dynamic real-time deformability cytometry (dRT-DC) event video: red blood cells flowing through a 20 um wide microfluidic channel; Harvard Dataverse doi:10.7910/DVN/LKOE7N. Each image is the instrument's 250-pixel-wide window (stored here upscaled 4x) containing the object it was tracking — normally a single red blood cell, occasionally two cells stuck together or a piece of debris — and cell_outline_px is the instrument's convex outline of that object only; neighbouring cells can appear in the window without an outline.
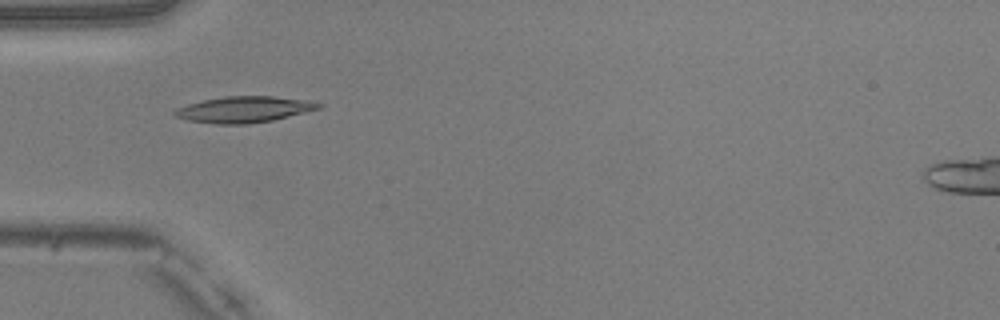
{"species": "common noctule bat (a hibernating species)", "species_latin": "Nyctalus noctula", "temperature_condition": "warm", "stored_images_in_passage": 46, "camera_frame_rate_fps": 3000, "um_per_image_px": 0.085, "animal": {"sex": "male", "body_mass_g": 20.5, "forearm_length_mm": 52.5}, "frame": {"image": 1, "passage_image": 12, "time_ms": 3.667, "image_size_px": [1000, 320], "cell_outline_px": [[324, 104], [320, 108], [272, 120], [248, 124], [216, 124], [188, 120], [176, 116], [172, 112], [176, 108], [188, 104], [204, 100], [224, 96], [272, 96], [308, 100]], "centroid_in_image_um": [20.73, 9.3], "position_along_channel_um": 64.3, "area_um2": 21.73}}
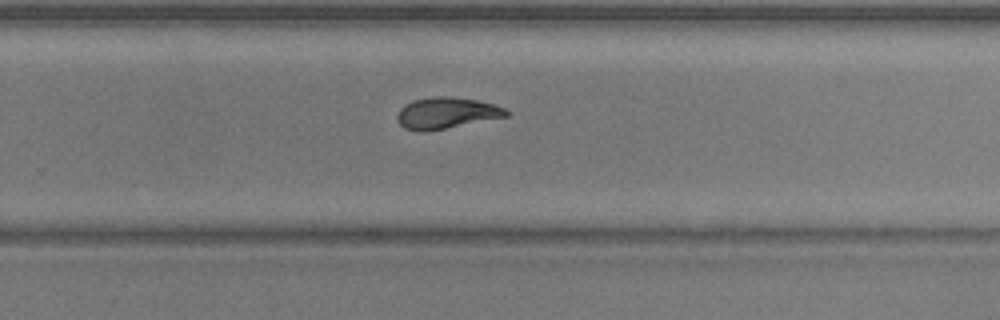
{"frame": {"image": 2, "passage_image": 29, "time_ms": 9.333, "image_size_px": [1000, 320], "cell_outline_px": [[512, 112], [508, 116], [428, 132], [416, 132], [404, 128], [396, 120], [396, 116], [400, 108], [404, 104], [412, 100], [432, 96], [448, 96], [476, 100], [492, 104], [504, 108]], "centroid_in_image_um": [37.9, 9.62], "position_along_channel_um": 291.9, "area_um2": 20.23}}
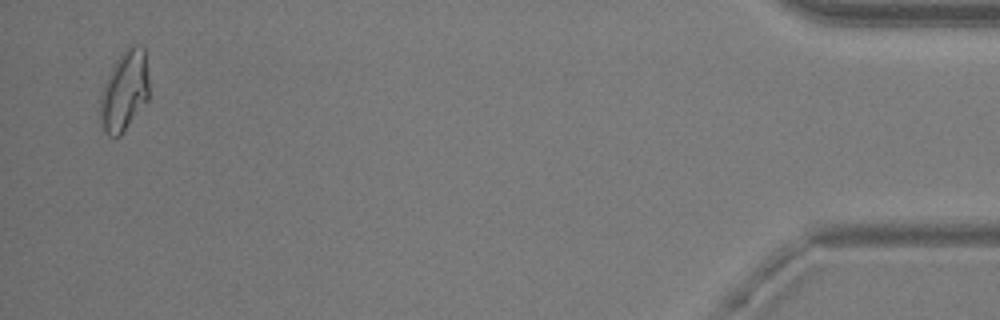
{"frame": {"image": 3, "passage_image": 45, "time_ms": 14.667, "image_size_px": [1000, 320], "cell_outline_px": [[148, 100], [124, 132], [120, 136], [108, 136], [104, 132], [100, 124], [100, 96], [104, 84], [120, 52], [128, 44], [136, 44], [144, 48], [148, 76]], "centroid_in_image_um": [10.57, 7.73], "position_along_channel_um": 424.6, "area_um2": 23.12}, "authors_computed_cell_mechanics": {"area_um2": 20.2878, "velocity_mm_per_s": 4.0284, "shape_relaxation_time_tau1_ms": null, "shape_relaxation_time_tau2_ms": 1.5992, "deformation_change_tau1": null, "deformation_change_tau2": 0.0661}}